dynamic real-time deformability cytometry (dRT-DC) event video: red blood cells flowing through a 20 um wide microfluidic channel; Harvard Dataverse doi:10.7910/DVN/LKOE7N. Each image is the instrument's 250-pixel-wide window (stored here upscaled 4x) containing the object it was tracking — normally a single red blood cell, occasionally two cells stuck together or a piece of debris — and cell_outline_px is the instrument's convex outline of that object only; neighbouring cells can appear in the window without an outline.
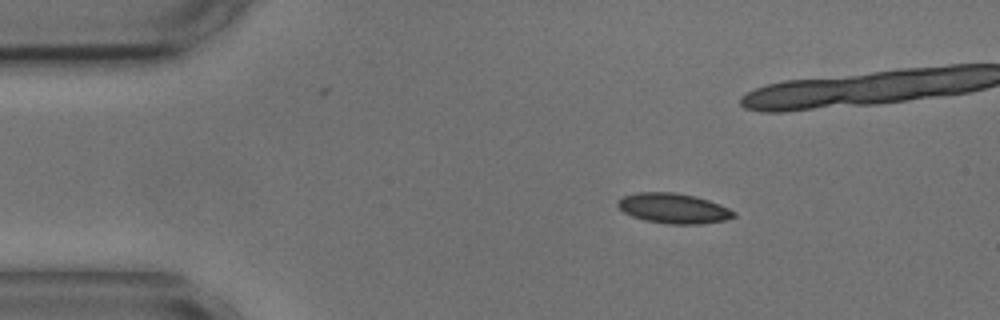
{"species": "common noctule bat (a hibernating species)", "species_latin": "Nyctalus noctula", "temperature_condition": "cold", "stored_images_in_passage": 48, "camera_frame_rate_fps": 3000, "um_per_image_px": 0.085, "animal": {"sex": "male", "body_mass_g": 17.9, "forearm_length_mm": 54.2}, "frame": {"image": 1, "passage_image": 1, "time_ms": 0.0, "image_size_px": [1000, 320], "cell_outline_px": [[736, 216], [724, 220], [700, 224], [664, 224], [644, 220], [632, 216], [624, 212], [616, 204], [616, 200], [620, 196], [636, 192], [676, 192], [696, 196], [720, 204], [736, 212]], "centroid_in_image_um": [57.21, 17.7], "position_along_channel_um": 27.8, "area_um2": 20.63}, "authors_computed_cell_mechanics": {"area_um2": 20.2878, "velocity_mm_per_s": 3.6066, "shape_relaxation_time_tau1_ms": 3.6748, "shape_relaxation_time_tau2_ms": 4.4506, "deformation_change_tau1": 0.1068, "deformation_change_tau2": 0.1063}}